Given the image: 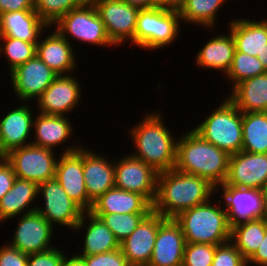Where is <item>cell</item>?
I'll return each mask as SVG.
<instances>
[{
  "label": "cell",
  "instance_id": "obj_1",
  "mask_svg": "<svg viewBox=\"0 0 267 266\" xmlns=\"http://www.w3.org/2000/svg\"><path fill=\"white\" fill-rule=\"evenodd\" d=\"M218 190L208 180L171 169L158 173L157 192L152 211L175 218L182 211L206 203Z\"/></svg>",
  "mask_w": 267,
  "mask_h": 266
},
{
  "label": "cell",
  "instance_id": "obj_2",
  "mask_svg": "<svg viewBox=\"0 0 267 266\" xmlns=\"http://www.w3.org/2000/svg\"><path fill=\"white\" fill-rule=\"evenodd\" d=\"M230 155L193 129L177 140L175 169L208 180L216 188L226 182Z\"/></svg>",
  "mask_w": 267,
  "mask_h": 266
},
{
  "label": "cell",
  "instance_id": "obj_3",
  "mask_svg": "<svg viewBox=\"0 0 267 266\" xmlns=\"http://www.w3.org/2000/svg\"><path fill=\"white\" fill-rule=\"evenodd\" d=\"M160 115L161 112L146 114L129 132L136 149L131 154L158 173L175 168L177 152V138L166 128Z\"/></svg>",
  "mask_w": 267,
  "mask_h": 266
},
{
  "label": "cell",
  "instance_id": "obj_4",
  "mask_svg": "<svg viewBox=\"0 0 267 266\" xmlns=\"http://www.w3.org/2000/svg\"><path fill=\"white\" fill-rule=\"evenodd\" d=\"M211 200L184 210L174 218L180 224L186 242L221 245L230 241L227 212L223 205H218L219 208Z\"/></svg>",
  "mask_w": 267,
  "mask_h": 266
},
{
  "label": "cell",
  "instance_id": "obj_5",
  "mask_svg": "<svg viewBox=\"0 0 267 266\" xmlns=\"http://www.w3.org/2000/svg\"><path fill=\"white\" fill-rule=\"evenodd\" d=\"M193 130L229 155L242 151V112L228 97Z\"/></svg>",
  "mask_w": 267,
  "mask_h": 266
},
{
  "label": "cell",
  "instance_id": "obj_6",
  "mask_svg": "<svg viewBox=\"0 0 267 266\" xmlns=\"http://www.w3.org/2000/svg\"><path fill=\"white\" fill-rule=\"evenodd\" d=\"M178 10L151 7L139 10L134 34V44L140 48L156 50L169 46L180 30Z\"/></svg>",
  "mask_w": 267,
  "mask_h": 266
},
{
  "label": "cell",
  "instance_id": "obj_7",
  "mask_svg": "<svg viewBox=\"0 0 267 266\" xmlns=\"http://www.w3.org/2000/svg\"><path fill=\"white\" fill-rule=\"evenodd\" d=\"M56 30L70 43V38L96 46H114L109 39L93 3H86L64 15L56 24ZM70 38L68 39V37Z\"/></svg>",
  "mask_w": 267,
  "mask_h": 266
},
{
  "label": "cell",
  "instance_id": "obj_8",
  "mask_svg": "<svg viewBox=\"0 0 267 266\" xmlns=\"http://www.w3.org/2000/svg\"><path fill=\"white\" fill-rule=\"evenodd\" d=\"M53 150L33 144L11 150L4 157L13 166L16 178L38 185L55 178L58 159Z\"/></svg>",
  "mask_w": 267,
  "mask_h": 266
},
{
  "label": "cell",
  "instance_id": "obj_9",
  "mask_svg": "<svg viewBox=\"0 0 267 266\" xmlns=\"http://www.w3.org/2000/svg\"><path fill=\"white\" fill-rule=\"evenodd\" d=\"M115 187L142 195L151 205L157 192L158 172L139 158L128 154L114 162Z\"/></svg>",
  "mask_w": 267,
  "mask_h": 266
},
{
  "label": "cell",
  "instance_id": "obj_10",
  "mask_svg": "<svg viewBox=\"0 0 267 266\" xmlns=\"http://www.w3.org/2000/svg\"><path fill=\"white\" fill-rule=\"evenodd\" d=\"M38 194L43 197L44 207L37 205L36 211L52 226L58 224L74 231L84 211L70 199L60 183L55 178L47 180L39 184Z\"/></svg>",
  "mask_w": 267,
  "mask_h": 266
},
{
  "label": "cell",
  "instance_id": "obj_11",
  "mask_svg": "<svg viewBox=\"0 0 267 266\" xmlns=\"http://www.w3.org/2000/svg\"><path fill=\"white\" fill-rule=\"evenodd\" d=\"M93 5L104 23L107 35L117 46L130 40L134 44L139 9L123 0H96Z\"/></svg>",
  "mask_w": 267,
  "mask_h": 266
},
{
  "label": "cell",
  "instance_id": "obj_12",
  "mask_svg": "<svg viewBox=\"0 0 267 266\" xmlns=\"http://www.w3.org/2000/svg\"><path fill=\"white\" fill-rule=\"evenodd\" d=\"M55 171V179L65 190L66 194L84 212L88 211V194L85 187L83 174V147L72 145L58 158Z\"/></svg>",
  "mask_w": 267,
  "mask_h": 266
},
{
  "label": "cell",
  "instance_id": "obj_13",
  "mask_svg": "<svg viewBox=\"0 0 267 266\" xmlns=\"http://www.w3.org/2000/svg\"><path fill=\"white\" fill-rule=\"evenodd\" d=\"M219 187H222V199L225 201L224 208L230 226L267 216L265 191L239 188L226 183Z\"/></svg>",
  "mask_w": 267,
  "mask_h": 266
},
{
  "label": "cell",
  "instance_id": "obj_14",
  "mask_svg": "<svg viewBox=\"0 0 267 266\" xmlns=\"http://www.w3.org/2000/svg\"><path fill=\"white\" fill-rule=\"evenodd\" d=\"M9 75L15 91L13 93L19 101L22 100V104L38 98L58 76L37 55L18 66Z\"/></svg>",
  "mask_w": 267,
  "mask_h": 266
},
{
  "label": "cell",
  "instance_id": "obj_15",
  "mask_svg": "<svg viewBox=\"0 0 267 266\" xmlns=\"http://www.w3.org/2000/svg\"><path fill=\"white\" fill-rule=\"evenodd\" d=\"M225 183L264 191L267 188V154L240 151L230 155Z\"/></svg>",
  "mask_w": 267,
  "mask_h": 266
},
{
  "label": "cell",
  "instance_id": "obj_16",
  "mask_svg": "<svg viewBox=\"0 0 267 266\" xmlns=\"http://www.w3.org/2000/svg\"><path fill=\"white\" fill-rule=\"evenodd\" d=\"M76 77L58 75L48 88L37 98L41 114L67 116L80 104L81 86Z\"/></svg>",
  "mask_w": 267,
  "mask_h": 266
},
{
  "label": "cell",
  "instance_id": "obj_17",
  "mask_svg": "<svg viewBox=\"0 0 267 266\" xmlns=\"http://www.w3.org/2000/svg\"><path fill=\"white\" fill-rule=\"evenodd\" d=\"M166 218L151 211L124 241L121 251L131 266H148L159 225Z\"/></svg>",
  "mask_w": 267,
  "mask_h": 266
},
{
  "label": "cell",
  "instance_id": "obj_18",
  "mask_svg": "<svg viewBox=\"0 0 267 266\" xmlns=\"http://www.w3.org/2000/svg\"><path fill=\"white\" fill-rule=\"evenodd\" d=\"M20 217L13 239L11 243L8 242L9 245L25 254L45 252L54 248L50 245V240L55 226H52L37 211Z\"/></svg>",
  "mask_w": 267,
  "mask_h": 266
},
{
  "label": "cell",
  "instance_id": "obj_19",
  "mask_svg": "<svg viewBox=\"0 0 267 266\" xmlns=\"http://www.w3.org/2000/svg\"><path fill=\"white\" fill-rule=\"evenodd\" d=\"M186 240L180 224L166 218L158 228L148 266H182Z\"/></svg>",
  "mask_w": 267,
  "mask_h": 266
},
{
  "label": "cell",
  "instance_id": "obj_20",
  "mask_svg": "<svg viewBox=\"0 0 267 266\" xmlns=\"http://www.w3.org/2000/svg\"><path fill=\"white\" fill-rule=\"evenodd\" d=\"M83 148V174L88 194V211L93 202L115 187L114 161ZM92 151V152H91Z\"/></svg>",
  "mask_w": 267,
  "mask_h": 266
},
{
  "label": "cell",
  "instance_id": "obj_21",
  "mask_svg": "<svg viewBox=\"0 0 267 266\" xmlns=\"http://www.w3.org/2000/svg\"><path fill=\"white\" fill-rule=\"evenodd\" d=\"M32 115L30 106L24 104L11 110L0 119L1 157H4L13 149L31 144L30 142L27 143V139L33 129L34 115Z\"/></svg>",
  "mask_w": 267,
  "mask_h": 266
},
{
  "label": "cell",
  "instance_id": "obj_22",
  "mask_svg": "<svg viewBox=\"0 0 267 266\" xmlns=\"http://www.w3.org/2000/svg\"><path fill=\"white\" fill-rule=\"evenodd\" d=\"M43 39H38L36 55L58 75H68L74 71L77 58L72 44L57 30L51 31V34Z\"/></svg>",
  "mask_w": 267,
  "mask_h": 266
},
{
  "label": "cell",
  "instance_id": "obj_23",
  "mask_svg": "<svg viewBox=\"0 0 267 266\" xmlns=\"http://www.w3.org/2000/svg\"><path fill=\"white\" fill-rule=\"evenodd\" d=\"M85 226L86 233L84 236L83 252H80L78 255L91 256L99 253H108L120 248V243L113 232L105 225L101 218L95 216L90 211L82 214L81 220L74 230H81Z\"/></svg>",
  "mask_w": 267,
  "mask_h": 266
},
{
  "label": "cell",
  "instance_id": "obj_24",
  "mask_svg": "<svg viewBox=\"0 0 267 266\" xmlns=\"http://www.w3.org/2000/svg\"><path fill=\"white\" fill-rule=\"evenodd\" d=\"M152 205L140 194L112 188L93 202V214L150 213Z\"/></svg>",
  "mask_w": 267,
  "mask_h": 266
},
{
  "label": "cell",
  "instance_id": "obj_25",
  "mask_svg": "<svg viewBox=\"0 0 267 266\" xmlns=\"http://www.w3.org/2000/svg\"><path fill=\"white\" fill-rule=\"evenodd\" d=\"M228 27L234 41L236 51L257 57L267 44V19L255 21L248 18L233 19Z\"/></svg>",
  "mask_w": 267,
  "mask_h": 266
},
{
  "label": "cell",
  "instance_id": "obj_26",
  "mask_svg": "<svg viewBox=\"0 0 267 266\" xmlns=\"http://www.w3.org/2000/svg\"><path fill=\"white\" fill-rule=\"evenodd\" d=\"M46 28L48 29L35 10L6 12L0 15V36L38 42L39 36Z\"/></svg>",
  "mask_w": 267,
  "mask_h": 266
},
{
  "label": "cell",
  "instance_id": "obj_27",
  "mask_svg": "<svg viewBox=\"0 0 267 266\" xmlns=\"http://www.w3.org/2000/svg\"><path fill=\"white\" fill-rule=\"evenodd\" d=\"M231 90L228 98L242 113L267 112V73L241 81Z\"/></svg>",
  "mask_w": 267,
  "mask_h": 266
},
{
  "label": "cell",
  "instance_id": "obj_28",
  "mask_svg": "<svg viewBox=\"0 0 267 266\" xmlns=\"http://www.w3.org/2000/svg\"><path fill=\"white\" fill-rule=\"evenodd\" d=\"M67 117L38 113L33 121L35 142L31 144L53 150L67 142L73 133V125Z\"/></svg>",
  "mask_w": 267,
  "mask_h": 266
},
{
  "label": "cell",
  "instance_id": "obj_29",
  "mask_svg": "<svg viewBox=\"0 0 267 266\" xmlns=\"http://www.w3.org/2000/svg\"><path fill=\"white\" fill-rule=\"evenodd\" d=\"M38 186L35 182L16 178L12 188L0 200V223L36 211V205L34 208L30 205L38 197Z\"/></svg>",
  "mask_w": 267,
  "mask_h": 266
},
{
  "label": "cell",
  "instance_id": "obj_30",
  "mask_svg": "<svg viewBox=\"0 0 267 266\" xmlns=\"http://www.w3.org/2000/svg\"><path fill=\"white\" fill-rule=\"evenodd\" d=\"M235 50V41L229 31L227 36L220 34L209 39L198 51L195 63L197 66L209 70H221L226 75L231 67Z\"/></svg>",
  "mask_w": 267,
  "mask_h": 266
},
{
  "label": "cell",
  "instance_id": "obj_31",
  "mask_svg": "<svg viewBox=\"0 0 267 266\" xmlns=\"http://www.w3.org/2000/svg\"><path fill=\"white\" fill-rule=\"evenodd\" d=\"M267 230V216L231 226L230 241L248 260L258 249Z\"/></svg>",
  "mask_w": 267,
  "mask_h": 266
},
{
  "label": "cell",
  "instance_id": "obj_32",
  "mask_svg": "<svg viewBox=\"0 0 267 266\" xmlns=\"http://www.w3.org/2000/svg\"><path fill=\"white\" fill-rule=\"evenodd\" d=\"M242 151L267 154V112L242 113Z\"/></svg>",
  "mask_w": 267,
  "mask_h": 266
},
{
  "label": "cell",
  "instance_id": "obj_33",
  "mask_svg": "<svg viewBox=\"0 0 267 266\" xmlns=\"http://www.w3.org/2000/svg\"><path fill=\"white\" fill-rule=\"evenodd\" d=\"M228 0H183L179 7V15L182 23H191L201 27H212L216 20L219 8Z\"/></svg>",
  "mask_w": 267,
  "mask_h": 266
},
{
  "label": "cell",
  "instance_id": "obj_34",
  "mask_svg": "<svg viewBox=\"0 0 267 266\" xmlns=\"http://www.w3.org/2000/svg\"><path fill=\"white\" fill-rule=\"evenodd\" d=\"M0 41L3 42H0V54L8 59L9 73L36 55L37 42H27L9 36H0Z\"/></svg>",
  "mask_w": 267,
  "mask_h": 266
},
{
  "label": "cell",
  "instance_id": "obj_35",
  "mask_svg": "<svg viewBox=\"0 0 267 266\" xmlns=\"http://www.w3.org/2000/svg\"><path fill=\"white\" fill-rule=\"evenodd\" d=\"M85 4V0H34V10L39 19L50 28L68 12Z\"/></svg>",
  "mask_w": 267,
  "mask_h": 266
},
{
  "label": "cell",
  "instance_id": "obj_36",
  "mask_svg": "<svg viewBox=\"0 0 267 266\" xmlns=\"http://www.w3.org/2000/svg\"><path fill=\"white\" fill-rule=\"evenodd\" d=\"M265 73L267 71L257 57L235 50L231 67L225 76L231 80L233 88L241 81Z\"/></svg>",
  "mask_w": 267,
  "mask_h": 266
},
{
  "label": "cell",
  "instance_id": "obj_37",
  "mask_svg": "<svg viewBox=\"0 0 267 266\" xmlns=\"http://www.w3.org/2000/svg\"><path fill=\"white\" fill-rule=\"evenodd\" d=\"M149 213H113L94 214L102 219L105 225L113 232L116 239L121 243L137 228L139 223Z\"/></svg>",
  "mask_w": 267,
  "mask_h": 266
},
{
  "label": "cell",
  "instance_id": "obj_38",
  "mask_svg": "<svg viewBox=\"0 0 267 266\" xmlns=\"http://www.w3.org/2000/svg\"><path fill=\"white\" fill-rule=\"evenodd\" d=\"M216 246L186 242L182 266H211Z\"/></svg>",
  "mask_w": 267,
  "mask_h": 266
},
{
  "label": "cell",
  "instance_id": "obj_39",
  "mask_svg": "<svg viewBox=\"0 0 267 266\" xmlns=\"http://www.w3.org/2000/svg\"><path fill=\"white\" fill-rule=\"evenodd\" d=\"M247 260L231 242L216 246L214 259L211 266H246Z\"/></svg>",
  "mask_w": 267,
  "mask_h": 266
},
{
  "label": "cell",
  "instance_id": "obj_40",
  "mask_svg": "<svg viewBox=\"0 0 267 266\" xmlns=\"http://www.w3.org/2000/svg\"><path fill=\"white\" fill-rule=\"evenodd\" d=\"M86 261V266H131L124 257L121 248L91 256H82Z\"/></svg>",
  "mask_w": 267,
  "mask_h": 266
},
{
  "label": "cell",
  "instance_id": "obj_41",
  "mask_svg": "<svg viewBox=\"0 0 267 266\" xmlns=\"http://www.w3.org/2000/svg\"><path fill=\"white\" fill-rule=\"evenodd\" d=\"M64 251L59 248H52L45 252L29 254L27 266H61Z\"/></svg>",
  "mask_w": 267,
  "mask_h": 266
},
{
  "label": "cell",
  "instance_id": "obj_42",
  "mask_svg": "<svg viewBox=\"0 0 267 266\" xmlns=\"http://www.w3.org/2000/svg\"><path fill=\"white\" fill-rule=\"evenodd\" d=\"M29 254L22 253L15 247H0V266H27Z\"/></svg>",
  "mask_w": 267,
  "mask_h": 266
},
{
  "label": "cell",
  "instance_id": "obj_43",
  "mask_svg": "<svg viewBox=\"0 0 267 266\" xmlns=\"http://www.w3.org/2000/svg\"><path fill=\"white\" fill-rule=\"evenodd\" d=\"M15 179L13 166L5 157H0V200L12 188Z\"/></svg>",
  "mask_w": 267,
  "mask_h": 266
},
{
  "label": "cell",
  "instance_id": "obj_44",
  "mask_svg": "<svg viewBox=\"0 0 267 266\" xmlns=\"http://www.w3.org/2000/svg\"><path fill=\"white\" fill-rule=\"evenodd\" d=\"M21 10H34V0H0V15Z\"/></svg>",
  "mask_w": 267,
  "mask_h": 266
},
{
  "label": "cell",
  "instance_id": "obj_45",
  "mask_svg": "<svg viewBox=\"0 0 267 266\" xmlns=\"http://www.w3.org/2000/svg\"><path fill=\"white\" fill-rule=\"evenodd\" d=\"M266 266L267 265V230L265 236L255 253L247 260L248 265Z\"/></svg>",
  "mask_w": 267,
  "mask_h": 266
},
{
  "label": "cell",
  "instance_id": "obj_46",
  "mask_svg": "<svg viewBox=\"0 0 267 266\" xmlns=\"http://www.w3.org/2000/svg\"><path fill=\"white\" fill-rule=\"evenodd\" d=\"M61 266H86V261L78 254L72 256L71 258H68L66 254H64Z\"/></svg>",
  "mask_w": 267,
  "mask_h": 266
},
{
  "label": "cell",
  "instance_id": "obj_47",
  "mask_svg": "<svg viewBox=\"0 0 267 266\" xmlns=\"http://www.w3.org/2000/svg\"><path fill=\"white\" fill-rule=\"evenodd\" d=\"M183 0H154V5L168 9L178 10Z\"/></svg>",
  "mask_w": 267,
  "mask_h": 266
},
{
  "label": "cell",
  "instance_id": "obj_48",
  "mask_svg": "<svg viewBox=\"0 0 267 266\" xmlns=\"http://www.w3.org/2000/svg\"><path fill=\"white\" fill-rule=\"evenodd\" d=\"M139 10L155 7L154 0H123Z\"/></svg>",
  "mask_w": 267,
  "mask_h": 266
},
{
  "label": "cell",
  "instance_id": "obj_49",
  "mask_svg": "<svg viewBox=\"0 0 267 266\" xmlns=\"http://www.w3.org/2000/svg\"><path fill=\"white\" fill-rule=\"evenodd\" d=\"M257 58L261 62V64L264 66L265 70L267 71V44H266L265 49L262 51V53L257 55Z\"/></svg>",
  "mask_w": 267,
  "mask_h": 266
},
{
  "label": "cell",
  "instance_id": "obj_50",
  "mask_svg": "<svg viewBox=\"0 0 267 266\" xmlns=\"http://www.w3.org/2000/svg\"><path fill=\"white\" fill-rule=\"evenodd\" d=\"M265 191V200H266V212H267V188L264 190Z\"/></svg>",
  "mask_w": 267,
  "mask_h": 266
},
{
  "label": "cell",
  "instance_id": "obj_51",
  "mask_svg": "<svg viewBox=\"0 0 267 266\" xmlns=\"http://www.w3.org/2000/svg\"><path fill=\"white\" fill-rule=\"evenodd\" d=\"M96 0H85L86 3H93Z\"/></svg>",
  "mask_w": 267,
  "mask_h": 266
}]
</instances>
